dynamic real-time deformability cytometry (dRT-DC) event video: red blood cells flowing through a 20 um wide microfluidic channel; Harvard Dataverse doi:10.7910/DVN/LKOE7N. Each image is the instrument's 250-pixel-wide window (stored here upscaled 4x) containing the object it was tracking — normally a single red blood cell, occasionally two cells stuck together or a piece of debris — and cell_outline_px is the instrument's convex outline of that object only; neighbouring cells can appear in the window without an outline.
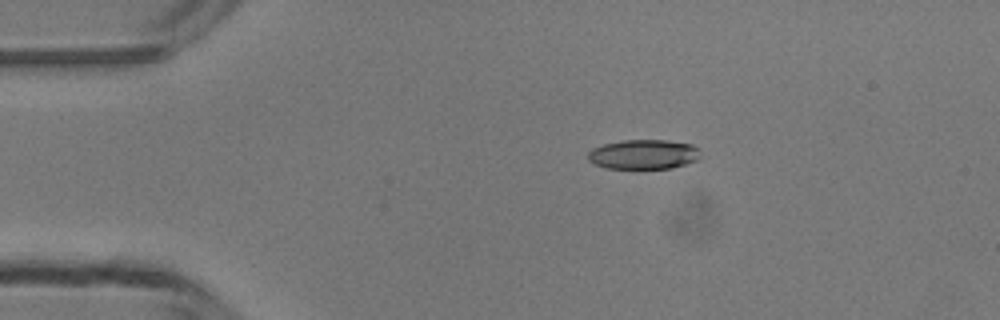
{"species": "common noctule bat (a hibernating species)", "species_latin": "Nyctalus noctula", "temperature_condition": "room temperature", "stored_images_in_passage": 4, "camera_frame_rate_fps": 3000, "um_per_image_px": 0.085, "animal": {"sex": "male", "body_mass_g": 13.3}, "frame": {"image": 1, "passage_image": 3, "time_ms": 2.333, "image_size_px": [1000, 320], "cell_outline_px": [[700, 156], [696, 160], [672, 168], [604, 168], [588, 160], [588, 152], [592, 148], [604, 144], [624, 140], [664, 140], [692, 144], [700, 148]], "centroid_in_image_um": [54.71, 13.11], "position_along_channel_um": 30.3, "area_um2": 19.36}}